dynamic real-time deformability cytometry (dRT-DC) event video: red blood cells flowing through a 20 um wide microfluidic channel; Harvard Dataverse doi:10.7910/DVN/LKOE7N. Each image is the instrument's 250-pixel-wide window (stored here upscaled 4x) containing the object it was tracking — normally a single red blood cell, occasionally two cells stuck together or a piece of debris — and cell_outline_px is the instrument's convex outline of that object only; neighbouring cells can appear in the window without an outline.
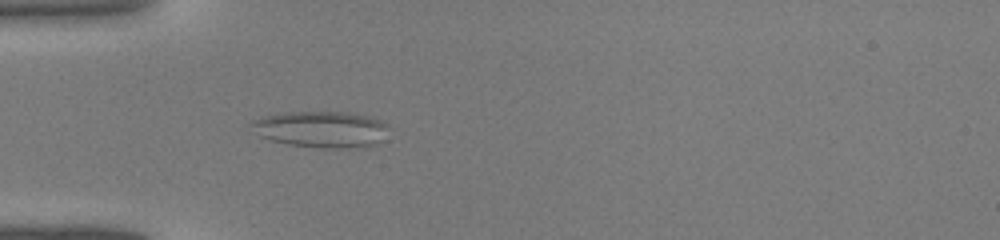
{"species": "common noctule bat (a hibernating species)", "species_latin": "Nyctalus noctula", "temperature_condition": "warm", "stored_images_in_passage": 35, "camera_frame_rate_fps": 3000, "um_per_image_px": 0.085, "animal": {"sex": "male", "body_mass_g": 19.0, "forearm_length_mm": 50.8}, "frame": {"image": 1, "passage_image": 4, "time_ms": 1.0, "image_size_px": [1000, 240], "cell_outline_px": [[388, 140], [380, 144], [348, 148], [320, 148], [288, 144], [272, 140], [260, 136], [248, 124], [252, 120], [264, 116], [284, 112], [348, 112], [368, 116], [380, 120], [388, 124]], "centroid_in_image_um": [27.38, 10.99], "position_along_channel_um": 57.6, "area_um2": 29.54}}
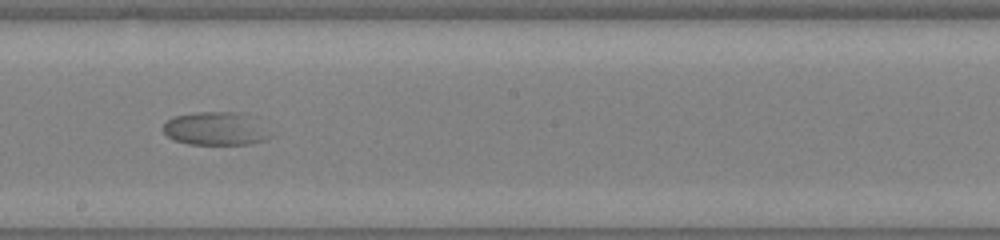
{"frame": {"image": 2, "passage_image": 16, "time_ms": 5.0, "image_size_px": [1000, 240], "cell_outline_px": [[272, 136], [264, 140], [248, 144], [188, 144], [172, 140], [164, 132], [164, 124], [168, 120], [176, 116], [196, 112], [244, 112], [256, 116]], "centroid_in_image_um": [18.38, 10.92], "position_along_channel_um": 229.8, "area_um2": 20.98}}
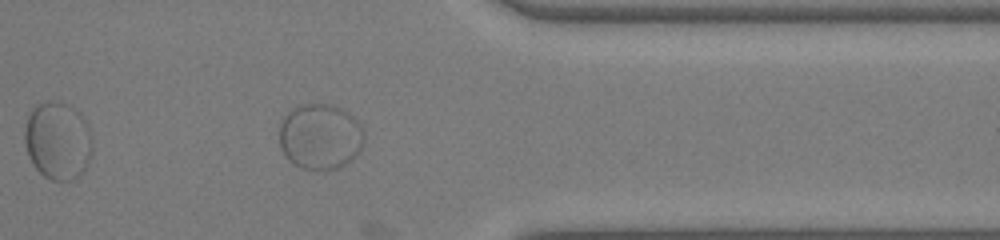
{"frame": {"image": 3, "passage_image": 27, "time_ms": 8.667, "image_size_px": [1000, 240], "cell_outline_px": [[364, 140], [356, 156], [352, 160], [336, 168], [324, 172], [304, 168], [292, 164], [284, 156], [280, 148], [280, 120], [292, 108], [300, 104], [332, 104], [348, 112], [364, 128]], "centroid_in_image_um": [27.2, 11.62], "position_along_channel_um": 384.2, "area_um2": 33.0}}